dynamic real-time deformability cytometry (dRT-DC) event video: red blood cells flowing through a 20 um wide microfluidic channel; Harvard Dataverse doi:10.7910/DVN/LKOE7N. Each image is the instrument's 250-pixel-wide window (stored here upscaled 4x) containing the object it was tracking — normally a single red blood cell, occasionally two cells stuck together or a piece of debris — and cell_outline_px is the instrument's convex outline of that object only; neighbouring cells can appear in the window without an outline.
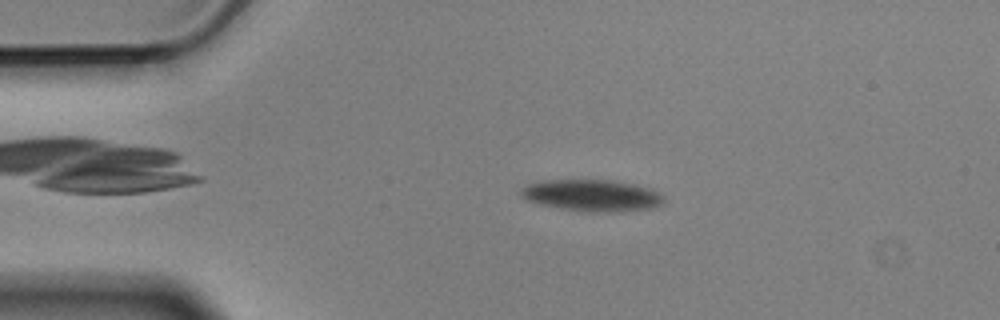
{"species": "Egyptian fruit bat (a non-hibernating species)", "species_latin": "Rousettus aegyptiacus", "temperature_condition": "cold", "stored_images_in_passage": 4, "camera_frame_rate_fps": 3000, "um_per_image_px": 0.085, "animal": {"sex": "male"}, "frame": {"image": 1, "passage_image": 3, "time_ms": 0.667, "image_size_px": [1000, 320], "cell_outline_px": [[664, 200], [660, 204], [652, 208], [604, 212], [588, 212], [560, 208], [540, 204], [524, 200], [520, 196], [520, 188], [528, 184], [544, 180], [612, 180], [636, 184], [652, 188], [664, 196]], "centroid_in_image_um": [50.29, 16.6], "position_along_channel_um": 34.7, "area_um2": 26.47}}